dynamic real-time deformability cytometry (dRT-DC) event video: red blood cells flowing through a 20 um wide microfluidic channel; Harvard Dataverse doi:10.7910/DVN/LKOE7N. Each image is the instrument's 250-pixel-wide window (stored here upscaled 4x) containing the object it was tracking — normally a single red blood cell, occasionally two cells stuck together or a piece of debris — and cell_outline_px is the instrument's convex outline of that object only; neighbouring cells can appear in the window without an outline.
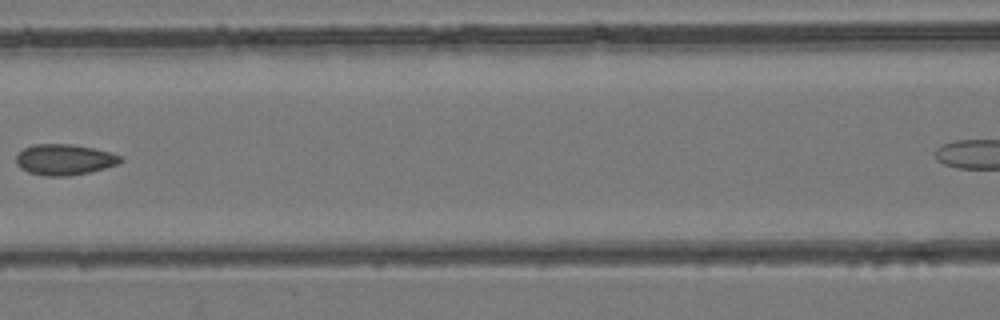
{"species": "common noctule bat (a hibernating species)", "species_latin": "Nyctalus noctula", "temperature_condition": "room temperature", "stored_images_in_passage": 5, "segment_of_instrument_passage": [1, 2], "camera_frame_rate_fps": 3000, "um_per_image_px": 0.085, "animal": {"sex": "female", "body_mass_g": 24.6, "forearm_length_mm": 56.2}, "frame": {"image": 1, "passage_image": 4, "time_ms": 7.667, "image_size_px": [1000, 320], "cell_outline_px": [[124, 160], [116, 164], [104, 168], [88, 172], [68, 176], [44, 176], [28, 172], [20, 168], [16, 164], [16, 156], [24, 148], [36, 144], [72, 144], [92, 148], [124, 156]], "centroid_in_image_um": [5.46, 13.57], "position_along_channel_um": 161.1, "area_um2": 18.67}}